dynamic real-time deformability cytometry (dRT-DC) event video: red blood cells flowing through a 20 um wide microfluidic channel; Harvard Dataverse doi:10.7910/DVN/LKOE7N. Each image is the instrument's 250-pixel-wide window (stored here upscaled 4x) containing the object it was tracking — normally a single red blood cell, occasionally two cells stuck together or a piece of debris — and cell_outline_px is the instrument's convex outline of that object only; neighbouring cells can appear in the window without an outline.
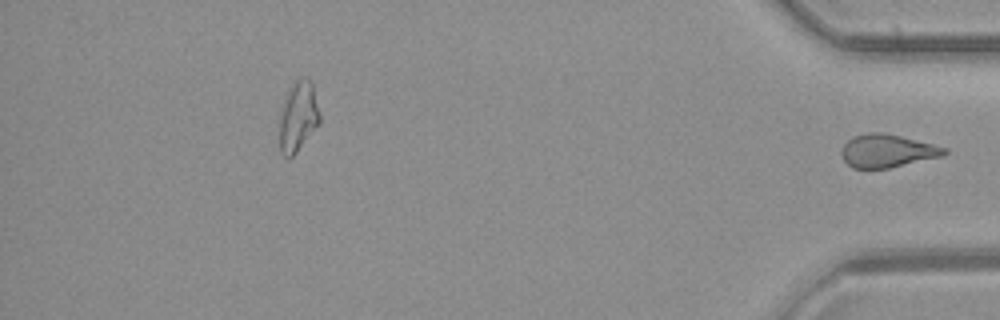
{"species": "common noctule bat (a hibernating species)", "species_latin": "Nyctalus noctula", "temperature_condition": "room temperature", "stored_images_in_passage": 37, "segment_of_instrument_passage": [2, 2], "camera_frame_rate_fps": 3000, "um_per_image_px": 0.085, "animal": {"sex": "female", "body_mass_g": 21.9}, "frame": {"image": 1, "passage_image": 37, "time_ms": 12.0, "image_size_px": [1000, 320], "cell_outline_px": [[948, 152], [944, 156], [888, 168], [852, 168], [844, 160], [840, 152], [844, 144], [852, 136], [868, 132], [880, 132], [900, 136], [948, 148]], "centroid_in_image_um": [75.41, 12.82], "position_along_channel_um": 359.8, "area_um2": 19.77}}